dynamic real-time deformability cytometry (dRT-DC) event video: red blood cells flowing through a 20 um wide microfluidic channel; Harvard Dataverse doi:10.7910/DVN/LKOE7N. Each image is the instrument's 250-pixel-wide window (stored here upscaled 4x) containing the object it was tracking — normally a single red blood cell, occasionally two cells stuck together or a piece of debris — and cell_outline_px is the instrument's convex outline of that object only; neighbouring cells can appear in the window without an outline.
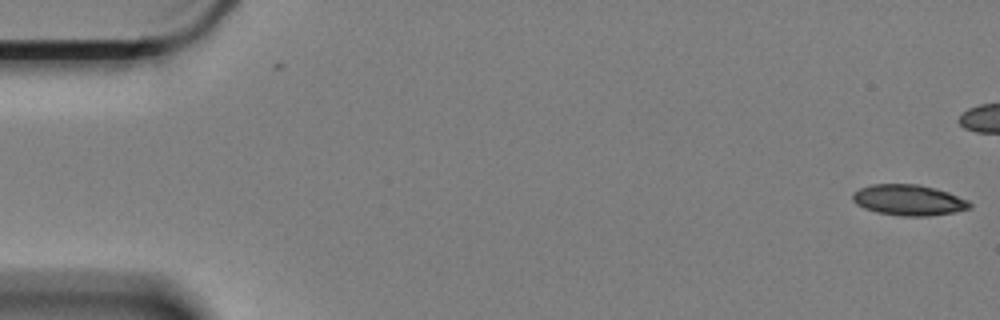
{"species": "Egyptian fruit bat (a non-hibernating species)", "species_latin": "Rousettus aegyptiacus", "temperature_condition": "cold", "stored_images_in_passage": 3, "camera_frame_rate_fps": 3000, "um_per_image_px": 0.085, "animal": {"sex": "female"}, "frame": {"image": 1, "passage_image": 3, "time_ms": 0.667, "image_size_px": [1000, 320], "cell_outline_px": [[972, 208], [956, 212], [928, 216], [904, 216], [876, 212], [864, 208], [856, 204], [852, 200], [852, 192], [860, 188], [872, 184], [920, 184], [936, 188], [948, 192], [968, 200], [972, 204]], "centroid_in_image_um": [77.25, 17.0], "position_along_channel_um": 7.8, "area_um2": 21.21}}